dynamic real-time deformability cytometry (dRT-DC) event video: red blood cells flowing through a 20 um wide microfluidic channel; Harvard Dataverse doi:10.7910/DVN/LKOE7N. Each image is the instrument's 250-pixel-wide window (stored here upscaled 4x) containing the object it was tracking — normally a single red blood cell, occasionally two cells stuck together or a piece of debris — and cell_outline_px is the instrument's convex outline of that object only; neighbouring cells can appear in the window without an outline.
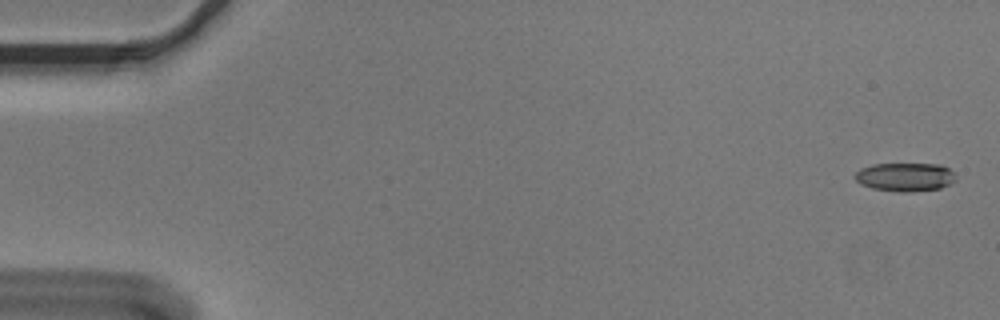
{"species": "Egyptian fruit bat (a non-hibernating species)", "species_latin": "Rousettus aegyptiacus", "temperature_condition": "cold", "stored_images_in_passage": 5, "camera_frame_rate_fps": 3000, "um_per_image_px": 0.085, "animal": {"sex": "male"}, "frame": {"image": 1, "passage_image": 1, "time_ms": 0.0, "image_size_px": [1000, 320], "cell_outline_px": [[956, 180], [940, 188], [912, 192], [896, 192], [872, 188], [860, 184], [852, 176], [860, 168], [872, 164], [940, 164], [948, 168], [956, 176]], "centroid_in_image_um": [76.9, 15.05], "position_along_channel_um": 8.1, "area_um2": 16.94}}
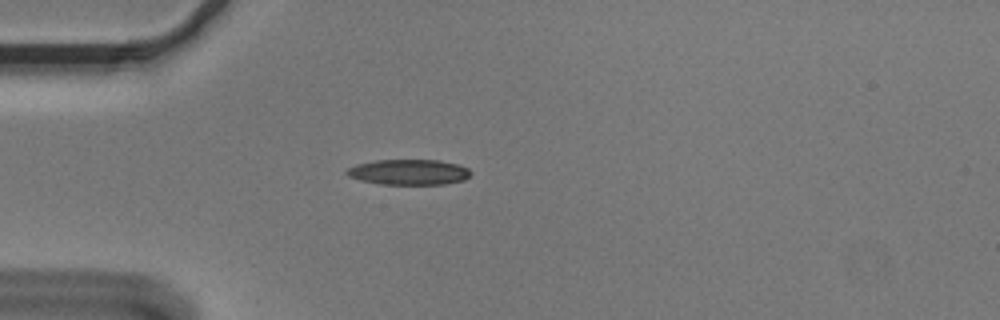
{"frame": {"image": 2, "passage_image": 5, "time_ms": 1.333, "image_size_px": [1000, 320], "cell_outline_px": [[472, 172], [464, 180], [444, 184], [380, 184], [360, 180], [348, 176], [344, 172], [348, 168], [356, 164], [376, 160], [440, 160], [456, 164], [468, 168]], "centroid_in_image_um": [34.73, 14.62], "position_along_channel_um": 50.3, "area_um2": 18.38}}